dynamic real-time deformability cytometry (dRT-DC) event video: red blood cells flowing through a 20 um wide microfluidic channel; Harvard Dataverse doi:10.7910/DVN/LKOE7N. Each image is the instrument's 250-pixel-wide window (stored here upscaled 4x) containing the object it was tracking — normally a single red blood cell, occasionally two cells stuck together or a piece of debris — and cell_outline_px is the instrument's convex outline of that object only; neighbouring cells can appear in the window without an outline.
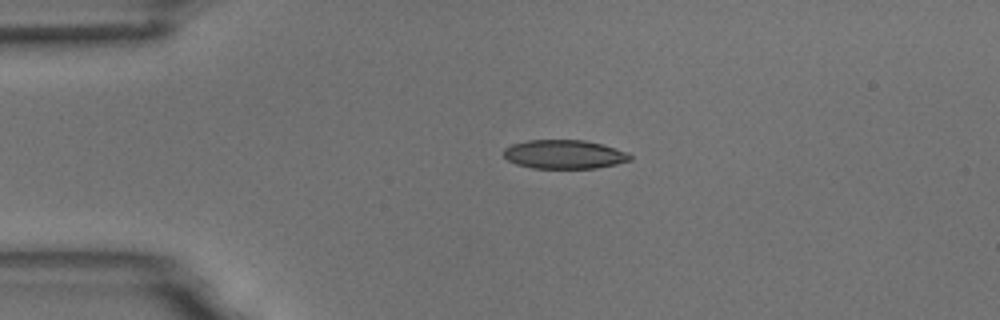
{"species": "common noctule bat (a hibernating species)", "species_latin": "Nyctalus noctula", "temperature_condition": "room temperature", "stored_images_in_passage": 43, "camera_frame_rate_fps": 3000, "um_per_image_px": 0.085, "animal": {"sex": "male", "body_mass_g": 18.8}, "frame": {"image": 1, "passage_image": 1, "time_ms": 0.0, "image_size_px": [1000, 320], "cell_outline_px": [[632, 160], [616, 164], [596, 168], [532, 168], [516, 164], [508, 160], [504, 156], [504, 148], [512, 144], [528, 140], [584, 140], [600, 144], [628, 152], [632, 156]], "centroid_in_image_um": [47.96, 13.12], "position_along_channel_um": 37.0, "area_um2": 21.21}}
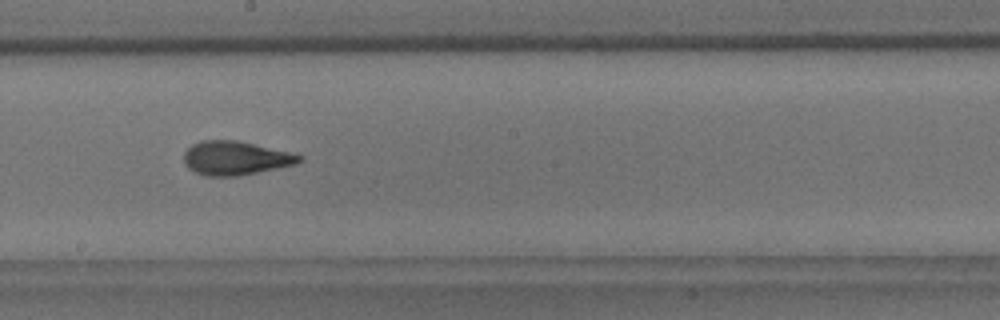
{"frame": {"image": 2, "passage_image": 19, "time_ms": 6.0, "image_size_px": [1000, 320], "cell_outline_px": [[304, 160], [296, 164], [240, 176], [208, 176], [196, 172], [188, 168], [184, 164], [184, 152], [192, 144], [200, 140], [236, 140], [288, 152], [304, 156]], "centroid_in_image_um": [20.0, 13.44], "position_along_channel_um": 228.2, "area_um2": 22.72}}
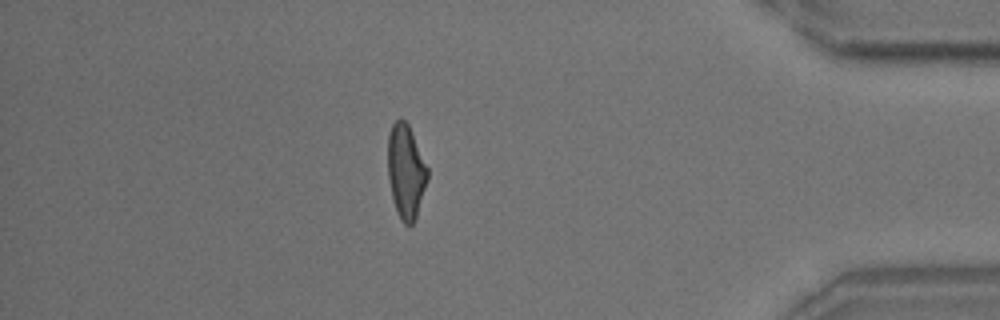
{"frame": {"image": 3, "passage_image": 36, "time_ms": 11.667, "image_size_px": [1000, 320], "cell_outline_px": [[428, 180], [416, 216], [412, 224], [404, 224], [400, 220], [392, 196], [388, 176], [388, 136], [392, 124], [400, 116], [408, 124], [412, 132], [428, 168]], "centroid_in_image_um": [34.5, 14.54], "position_along_channel_um": 400.7, "area_um2": 21.62}, "authors_computed_cell_mechanics": {"area_um2": 22.1374, "velocity_mm_per_s": 3.7276, "shape_relaxation_time_tau1_ms": 7.1652, "shape_relaxation_time_tau2_ms": 1.7538, "deformation_change_tau1": 0.2119, "deformation_change_tau2": 0.09}}